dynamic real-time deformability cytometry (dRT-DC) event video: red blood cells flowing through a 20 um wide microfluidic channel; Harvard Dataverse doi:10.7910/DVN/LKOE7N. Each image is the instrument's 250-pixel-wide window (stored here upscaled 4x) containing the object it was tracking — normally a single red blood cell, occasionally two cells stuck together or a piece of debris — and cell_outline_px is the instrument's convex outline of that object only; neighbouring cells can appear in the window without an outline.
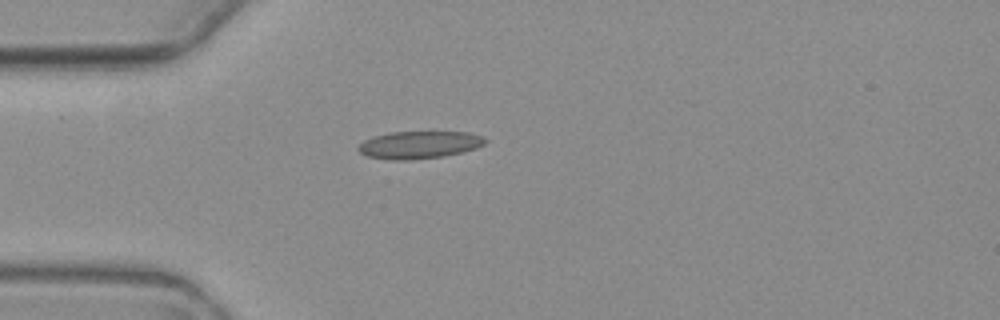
{"species": "common noctule bat (a hibernating species)", "species_latin": "Nyctalus noctula", "temperature_condition": "warm", "stored_images_in_passage": 2, "camera_frame_rate_fps": 3000, "um_per_image_px": 0.085, "animal": {"sex": "female", "body_mass_g": 19.3, "forearm_length_mm": 54.1}, "frame": {"image": 1, "passage_image": 1, "time_ms": 0.0, "image_size_px": [1000, 320], "cell_outline_px": [[488, 140], [484, 144], [476, 148], [444, 156], [412, 160], [392, 160], [368, 156], [360, 152], [356, 148], [364, 140], [376, 136], [392, 132], [468, 132], [484, 136]], "centroid_in_image_um": [35.66, 12.31], "position_along_channel_um": 49.3, "area_um2": 20.23}}